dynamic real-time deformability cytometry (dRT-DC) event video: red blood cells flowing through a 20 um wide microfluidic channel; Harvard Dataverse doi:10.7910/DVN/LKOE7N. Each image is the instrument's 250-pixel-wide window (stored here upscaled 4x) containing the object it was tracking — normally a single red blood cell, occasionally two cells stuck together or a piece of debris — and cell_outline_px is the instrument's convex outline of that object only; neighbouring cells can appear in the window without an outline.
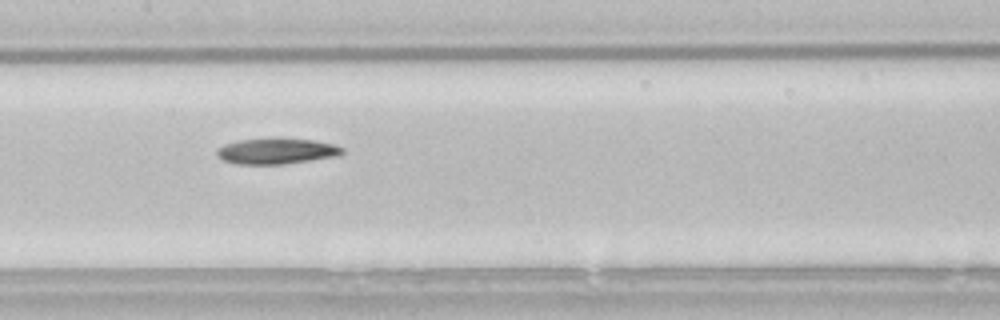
{"species": "common noctule bat (a hibernating species)", "species_latin": "Nyctalus noctula", "temperature_condition": "room temperature", "stored_images_in_passage": 6, "camera_frame_rate_fps": 3000, "um_per_image_px": 0.085, "animal": {"sex": "male", "body_mass_g": 21.5, "forearm_length_mm": 52.0}, "frame": {"image": 1, "passage_image": 5, "time_ms": 1.333, "image_size_px": [1000, 320], "cell_outline_px": [[344, 152], [340, 156], [284, 164], [236, 164], [224, 160], [216, 156], [216, 148], [224, 144], [240, 140], [312, 140], [332, 144], [344, 148]], "centroid_in_image_um": [23.5, 12.88], "position_along_channel_um": 183.9, "area_um2": 18.38}}